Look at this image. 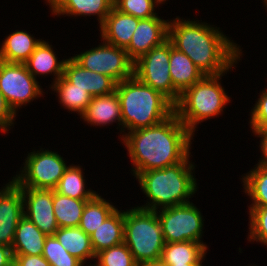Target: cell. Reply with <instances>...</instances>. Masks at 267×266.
I'll use <instances>...</instances> for the list:
<instances>
[{"label": "cell", "instance_id": "7402d4cb", "mask_svg": "<svg viewBox=\"0 0 267 266\" xmlns=\"http://www.w3.org/2000/svg\"><path fill=\"white\" fill-rule=\"evenodd\" d=\"M95 255L124 242V210L118 208L90 235Z\"/></svg>", "mask_w": 267, "mask_h": 266}, {"label": "cell", "instance_id": "4fadbf2b", "mask_svg": "<svg viewBox=\"0 0 267 266\" xmlns=\"http://www.w3.org/2000/svg\"><path fill=\"white\" fill-rule=\"evenodd\" d=\"M0 189V244L11 247L18 223L24 217L23 196L12 180Z\"/></svg>", "mask_w": 267, "mask_h": 266}, {"label": "cell", "instance_id": "603a6c76", "mask_svg": "<svg viewBox=\"0 0 267 266\" xmlns=\"http://www.w3.org/2000/svg\"><path fill=\"white\" fill-rule=\"evenodd\" d=\"M46 237L47 235L24 216L16 227L11 246L13 255H42Z\"/></svg>", "mask_w": 267, "mask_h": 266}, {"label": "cell", "instance_id": "d6a6232c", "mask_svg": "<svg viewBox=\"0 0 267 266\" xmlns=\"http://www.w3.org/2000/svg\"><path fill=\"white\" fill-rule=\"evenodd\" d=\"M164 4L161 0H114V6L123 13L139 19L157 16L155 8Z\"/></svg>", "mask_w": 267, "mask_h": 266}, {"label": "cell", "instance_id": "7a4b0ae2", "mask_svg": "<svg viewBox=\"0 0 267 266\" xmlns=\"http://www.w3.org/2000/svg\"><path fill=\"white\" fill-rule=\"evenodd\" d=\"M193 137L174 112L151 127L125 132L120 141L127 148L134 176L182 162L191 153Z\"/></svg>", "mask_w": 267, "mask_h": 266}, {"label": "cell", "instance_id": "74e56055", "mask_svg": "<svg viewBox=\"0 0 267 266\" xmlns=\"http://www.w3.org/2000/svg\"><path fill=\"white\" fill-rule=\"evenodd\" d=\"M254 134L253 136H256L260 138V143H259V148H260V154L261 158H259L257 164L259 166H264L267 167V129L265 130H257V131H252Z\"/></svg>", "mask_w": 267, "mask_h": 266}, {"label": "cell", "instance_id": "cb8c5ba5", "mask_svg": "<svg viewBox=\"0 0 267 266\" xmlns=\"http://www.w3.org/2000/svg\"><path fill=\"white\" fill-rule=\"evenodd\" d=\"M55 237L60 244L74 257L79 259L84 265L88 260L95 262L91 239L80 227H63L55 232Z\"/></svg>", "mask_w": 267, "mask_h": 266}, {"label": "cell", "instance_id": "9a60e30c", "mask_svg": "<svg viewBox=\"0 0 267 266\" xmlns=\"http://www.w3.org/2000/svg\"><path fill=\"white\" fill-rule=\"evenodd\" d=\"M63 76L74 87L86 90L90 95H108L116 91L117 82L110 76L99 74L79 65L71 56L65 63Z\"/></svg>", "mask_w": 267, "mask_h": 266}, {"label": "cell", "instance_id": "7bdbcfd3", "mask_svg": "<svg viewBox=\"0 0 267 266\" xmlns=\"http://www.w3.org/2000/svg\"><path fill=\"white\" fill-rule=\"evenodd\" d=\"M84 266H86V265H84ZM87 266H97V265L90 263L89 265L87 264Z\"/></svg>", "mask_w": 267, "mask_h": 266}, {"label": "cell", "instance_id": "4316f807", "mask_svg": "<svg viewBox=\"0 0 267 266\" xmlns=\"http://www.w3.org/2000/svg\"><path fill=\"white\" fill-rule=\"evenodd\" d=\"M81 167V165L69 164L54 191L74 199H92L97 192L90 187L87 189V180Z\"/></svg>", "mask_w": 267, "mask_h": 266}, {"label": "cell", "instance_id": "ac0fdd59", "mask_svg": "<svg viewBox=\"0 0 267 266\" xmlns=\"http://www.w3.org/2000/svg\"><path fill=\"white\" fill-rule=\"evenodd\" d=\"M139 18L120 12L115 6L100 28V38L120 48H126L131 41Z\"/></svg>", "mask_w": 267, "mask_h": 266}, {"label": "cell", "instance_id": "f1b7e54d", "mask_svg": "<svg viewBox=\"0 0 267 266\" xmlns=\"http://www.w3.org/2000/svg\"><path fill=\"white\" fill-rule=\"evenodd\" d=\"M116 207L110 200L97 193L86 202L79 227L90 236L117 209Z\"/></svg>", "mask_w": 267, "mask_h": 266}, {"label": "cell", "instance_id": "484cf974", "mask_svg": "<svg viewBox=\"0 0 267 266\" xmlns=\"http://www.w3.org/2000/svg\"><path fill=\"white\" fill-rule=\"evenodd\" d=\"M51 84L49 87L56 92L58 103L69 113L76 112L80 116L92 100L93 96L88 91L74 87L64 76Z\"/></svg>", "mask_w": 267, "mask_h": 266}, {"label": "cell", "instance_id": "6da1fadb", "mask_svg": "<svg viewBox=\"0 0 267 266\" xmlns=\"http://www.w3.org/2000/svg\"><path fill=\"white\" fill-rule=\"evenodd\" d=\"M214 26L180 16L168 23V40L172 46L185 53L204 75L231 72L244 56L241 46Z\"/></svg>", "mask_w": 267, "mask_h": 266}, {"label": "cell", "instance_id": "4dcf8cb0", "mask_svg": "<svg viewBox=\"0 0 267 266\" xmlns=\"http://www.w3.org/2000/svg\"><path fill=\"white\" fill-rule=\"evenodd\" d=\"M42 256L51 266H84L72 256L59 242L55 235L47 236L44 242Z\"/></svg>", "mask_w": 267, "mask_h": 266}, {"label": "cell", "instance_id": "3957f363", "mask_svg": "<svg viewBox=\"0 0 267 266\" xmlns=\"http://www.w3.org/2000/svg\"><path fill=\"white\" fill-rule=\"evenodd\" d=\"M191 154L175 165L136 173L134 177L147 197L146 203L137 207L157 211L190 203L189 198H193L199 188Z\"/></svg>", "mask_w": 267, "mask_h": 266}, {"label": "cell", "instance_id": "8d00e7d4", "mask_svg": "<svg viewBox=\"0 0 267 266\" xmlns=\"http://www.w3.org/2000/svg\"><path fill=\"white\" fill-rule=\"evenodd\" d=\"M13 266H51L42 255H14Z\"/></svg>", "mask_w": 267, "mask_h": 266}, {"label": "cell", "instance_id": "44dd1931", "mask_svg": "<svg viewBox=\"0 0 267 266\" xmlns=\"http://www.w3.org/2000/svg\"><path fill=\"white\" fill-rule=\"evenodd\" d=\"M25 30H15L0 45V60L8 63H25L42 39L34 38Z\"/></svg>", "mask_w": 267, "mask_h": 266}, {"label": "cell", "instance_id": "d6986e66", "mask_svg": "<svg viewBox=\"0 0 267 266\" xmlns=\"http://www.w3.org/2000/svg\"><path fill=\"white\" fill-rule=\"evenodd\" d=\"M49 41L42 40L30 55L28 60L24 63L28 71L33 75L35 79L42 76L53 75L52 83H55L64 73L65 63L67 58L58 60L56 52H54V46Z\"/></svg>", "mask_w": 267, "mask_h": 266}, {"label": "cell", "instance_id": "ffe728a7", "mask_svg": "<svg viewBox=\"0 0 267 266\" xmlns=\"http://www.w3.org/2000/svg\"><path fill=\"white\" fill-rule=\"evenodd\" d=\"M169 67L172 84L180 94L205 76L192 60L173 47L171 42Z\"/></svg>", "mask_w": 267, "mask_h": 266}, {"label": "cell", "instance_id": "52a82bcc", "mask_svg": "<svg viewBox=\"0 0 267 266\" xmlns=\"http://www.w3.org/2000/svg\"><path fill=\"white\" fill-rule=\"evenodd\" d=\"M31 151L11 179L19 187L54 189L68 167L67 161L49 148Z\"/></svg>", "mask_w": 267, "mask_h": 266}, {"label": "cell", "instance_id": "8992f818", "mask_svg": "<svg viewBox=\"0 0 267 266\" xmlns=\"http://www.w3.org/2000/svg\"><path fill=\"white\" fill-rule=\"evenodd\" d=\"M124 243L138 264L160 260L165 241L157 212L139 207L126 209Z\"/></svg>", "mask_w": 267, "mask_h": 266}, {"label": "cell", "instance_id": "d4e9b609", "mask_svg": "<svg viewBox=\"0 0 267 266\" xmlns=\"http://www.w3.org/2000/svg\"><path fill=\"white\" fill-rule=\"evenodd\" d=\"M208 249L206 243L193 241L165 243L161 260L165 264L202 263Z\"/></svg>", "mask_w": 267, "mask_h": 266}, {"label": "cell", "instance_id": "277c9868", "mask_svg": "<svg viewBox=\"0 0 267 266\" xmlns=\"http://www.w3.org/2000/svg\"><path fill=\"white\" fill-rule=\"evenodd\" d=\"M115 92L120 100L123 136L125 131L158 124L175 112L168 98L135 76L117 83Z\"/></svg>", "mask_w": 267, "mask_h": 266}, {"label": "cell", "instance_id": "e0dca14e", "mask_svg": "<svg viewBox=\"0 0 267 266\" xmlns=\"http://www.w3.org/2000/svg\"><path fill=\"white\" fill-rule=\"evenodd\" d=\"M54 16H96L99 27L114 7V0H45Z\"/></svg>", "mask_w": 267, "mask_h": 266}, {"label": "cell", "instance_id": "5b68a950", "mask_svg": "<svg viewBox=\"0 0 267 266\" xmlns=\"http://www.w3.org/2000/svg\"><path fill=\"white\" fill-rule=\"evenodd\" d=\"M227 73L220 75H205L197 83L186 89L174 105L175 113L184 126L195 135L198 124L208 119L217 118L226 105L231 102L221 79Z\"/></svg>", "mask_w": 267, "mask_h": 266}, {"label": "cell", "instance_id": "ab89813d", "mask_svg": "<svg viewBox=\"0 0 267 266\" xmlns=\"http://www.w3.org/2000/svg\"><path fill=\"white\" fill-rule=\"evenodd\" d=\"M138 266H168L165 264L161 259L156 260V261H151V262H143L138 264Z\"/></svg>", "mask_w": 267, "mask_h": 266}, {"label": "cell", "instance_id": "836d02e7", "mask_svg": "<svg viewBox=\"0 0 267 266\" xmlns=\"http://www.w3.org/2000/svg\"><path fill=\"white\" fill-rule=\"evenodd\" d=\"M248 241L267 247V207H249Z\"/></svg>", "mask_w": 267, "mask_h": 266}, {"label": "cell", "instance_id": "f35d334b", "mask_svg": "<svg viewBox=\"0 0 267 266\" xmlns=\"http://www.w3.org/2000/svg\"><path fill=\"white\" fill-rule=\"evenodd\" d=\"M14 255L11 247L0 244V266H13Z\"/></svg>", "mask_w": 267, "mask_h": 266}, {"label": "cell", "instance_id": "d590c367", "mask_svg": "<svg viewBox=\"0 0 267 266\" xmlns=\"http://www.w3.org/2000/svg\"><path fill=\"white\" fill-rule=\"evenodd\" d=\"M16 114L8 106L4 96L0 92V132L7 133L14 127ZM13 126V127H12Z\"/></svg>", "mask_w": 267, "mask_h": 266}, {"label": "cell", "instance_id": "1f68e13d", "mask_svg": "<svg viewBox=\"0 0 267 266\" xmlns=\"http://www.w3.org/2000/svg\"><path fill=\"white\" fill-rule=\"evenodd\" d=\"M94 263L97 266H138L130 249L124 242L101 250L96 254Z\"/></svg>", "mask_w": 267, "mask_h": 266}, {"label": "cell", "instance_id": "83f0119b", "mask_svg": "<svg viewBox=\"0 0 267 266\" xmlns=\"http://www.w3.org/2000/svg\"><path fill=\"white\" fill-rule=\"evenodd\" d=\"M60 195L53 189V210L59 228L79 227L87 201Z\"/></svg>", "mask_w": 267, "mask_h": 266}, {"label": "cell", "instance_id": "9c48e42d", "mask_svg": "<svg viewBox=\"0 0 267 266\" xmlns=\"http://www.w3.org/2000/svg\"><path fill=\"white\" fill-rule=\"evenodd\" d=\"M165 243L203 242L204 217L193 202L157 210ZM202 239V240H201Z\"/></svg>", "mask_w": 267, "mask_h": 266}, {"label": "cell", "instance_id": "2e32d148", "mask_svg": "<svg viewBox=\"0 0 267 266\" xmlns=\"http://www.w3.org/2000/svg\"><path fill=\"white\" fill-rule=\"evenodd\" d=\"M86 124L91 126H110L117 123L116 129L120 130V138L123 137V120L121 115L120 100L116 92L108 95L94 96L80 115Z\"/></svg>", "mask_w": 267, "mask_h": 266}, {"label": "cell", "instance_id": "60d3db41", "mask_svg": "<svg viewBox=\"0 0 267 266\" xmlns=\"http://www.w3.org/2000/svg\"><path fill=\"white\" fill-rule=\"evenodd\" d=\"M168 266H203L202 263H190V264H167Z\"/></svg>", "mask_w": 267, "mask_h": 266}, {"label": "cell", "instance_id": "ba28073f", "mask_svg": "<svg viewBox=\"0 0 267 266\" xmlns=\"http://www.w3.org/2000/svg\"><path fill=\"white\" fill-rule=\"evenodd\" d=\"M169 60L170 41L167 39L134 61V76L163 94L175 105L181 94L172 84Z\"/></svg>", "mask_w": 267, "mask_h": 266}, {"label": "cell", "instance_id": "b9f144b4", "mask_svg": "<svg viewBox=\"0 0 267 266\" xmlns=\"http://www.w3.org/2000/svg\"><path fill=\"white\" fill-rule=\"evenodd\" d=\"M262 3L264 4L265 9L267 10V0H262Z\"/></svg>", "mask_w": 267, "mask_h": 266}, {"label": "cell", "instance_id": "f546056e", "mask_svg": "<svg viewBox=\"0 0 267 266\" xmlns=\"http://www.w3.org/2000/svg\"><path fill=\"white\" fill-rule=\"evenodd\" d=\"M241 177L243 191L252 202L248 207H267V167L255 165Z\"/></svg>", "mask_w": 267, "mask_h": 266}, {"label": "cell", "instance_id": "8fae6325", "mask_svg": "<svg viewBox=\"0 0 267 266\" xmlns=\"http://www.w3.org/2000/svg\"><path fill=\"white\" fill-rule=\"evenodd\" d=\"M39 84L24 63L0 60V92L16 115L22 106L45 95Z\"/></svg>", "mask_w": 267, "mask_h": 266}, {"label": "cell", "instance_id": "5bb4252c", "mask_svg": "<svg viewBox=\"0 0 267 266\" xmlns=\"http://www.w3.org/2000/svg\"><path fill=\"white\" fill-rule=\"evenodd\" d=\"M168 23L159 15L140 19L130 44L125 48L129 57L136 61L140 56L161 45L168 39Z\"/></svg>", "mask_w": 267, "mask_h": 266}, {"label": "cell", "instance_id": "30bf717a", "mask_svg": "<svg viewBox=\"0 0 267 266\" xmlns=\"http://www.w3.org/2000/svg\"><path fill=\"white\" fill-rule=\"evenodd\" d=\"M102 43L72 58L84 69L110 76L117 83L134 76V61L124 48Z\"/></svg>", "mask_w": 267, "mask_h": 266}, {"label": "cell", "instance_id": "e575fe53", "mask_svg": "<svg viewBox=\"0 0 267 266\" xmlns=\"http://www.w3.org/2000/svg\"><path fill=\"white\" fill-rule=\"evenodd\" d=\"M254 107L252 106L250 113L249 126L251 131L267 129V88L259 92Z\"/></svg>", "mask_w": 267, "mask_h": 266}, {"label": "cell", "instance_id": "7c38bea8", "mask_svg": "<svg viewBox=\"0 0 267 266\" xmlns=\"http://www.w3.org/2000/svg\"><path fill=\"white\" fill-rule=\"evenodd\" d=\"M24 216L45 235H55L59 229L53 210V189L20 187Z\"/></svg>", "mask_w": 267, "mask_h": 266}]
</instances>
